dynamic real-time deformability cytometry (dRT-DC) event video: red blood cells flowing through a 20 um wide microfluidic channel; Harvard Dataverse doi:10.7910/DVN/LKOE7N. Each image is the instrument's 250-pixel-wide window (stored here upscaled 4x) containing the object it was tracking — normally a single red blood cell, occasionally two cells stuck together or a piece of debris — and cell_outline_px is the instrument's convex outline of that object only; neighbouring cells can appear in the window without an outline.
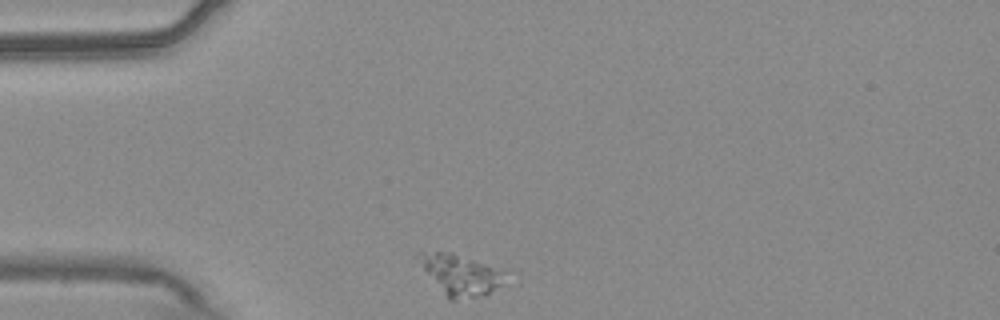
{"species": "common noctule bat (a hibernating species)", "species_latin": "Nyctalus noctula", "temperature_condition": "warm", "stored_images_in_passage": 37, "camera_frame_rate_fps": 3000, "um_per_image_px": 0.085, "animal": {"sex": "male", "body_mass_g": 20.4}, "frame": {"image": 1, "passage_image": 1, "time_ms": 0.0, "image_size_px": [1000, 320], "cell_outline_px": [[508, 272], [500, 284], [488, 292], [472, 296], [452, 300], [448, 300], [412, 260], [416, 252], [452, 252], [504, 268]], "centroid_in_image_um": [39.02, 23.28], "position_along_channel_um": 46.0, "area_um2": 21.15}}
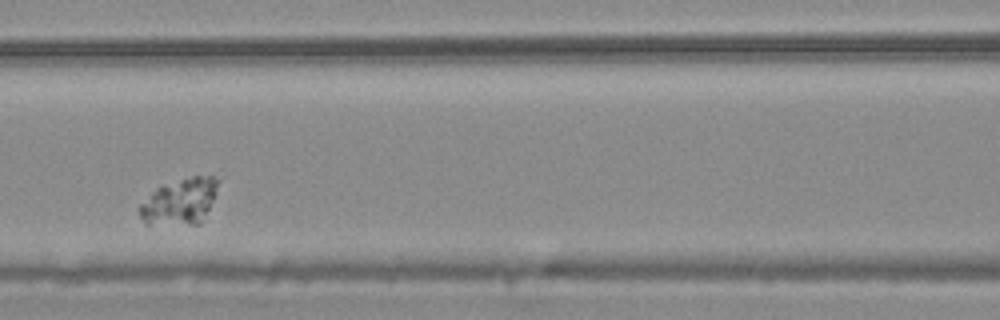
{"frame": {"image": 2, "passage_image": 12, "time_ms": 3.667, "image_size_px": [1000, 320], "cell_outline_px": [[216, 192], [200, 224], [148, 224], [140, 216], [136, 208], [156, 188], [192, 176], [212, 176], [216, 180]], "centroid_in_image_um": [15.24, 17.15], "position_along_channel_um": 151.4, "area_um2": 20.52}}
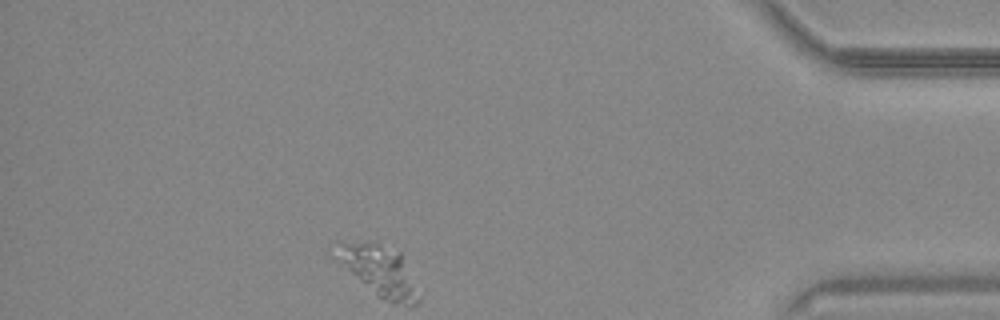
{"frame": {"image": 3, "passage_image": 37, "time_ms": 12.0, "image_size_px": [1000, 320], "cell_outline_px": [[420, 296], [416, 304], [392, 304], [380, 296], [352, 272], [348, 268], [332, 244], [336, 240], [380, 244], [400, 252]], "centroid_in_image_um": [32.28, 22.98], "position_along_channel_um": 402.9, "area_um2": 22.89}}